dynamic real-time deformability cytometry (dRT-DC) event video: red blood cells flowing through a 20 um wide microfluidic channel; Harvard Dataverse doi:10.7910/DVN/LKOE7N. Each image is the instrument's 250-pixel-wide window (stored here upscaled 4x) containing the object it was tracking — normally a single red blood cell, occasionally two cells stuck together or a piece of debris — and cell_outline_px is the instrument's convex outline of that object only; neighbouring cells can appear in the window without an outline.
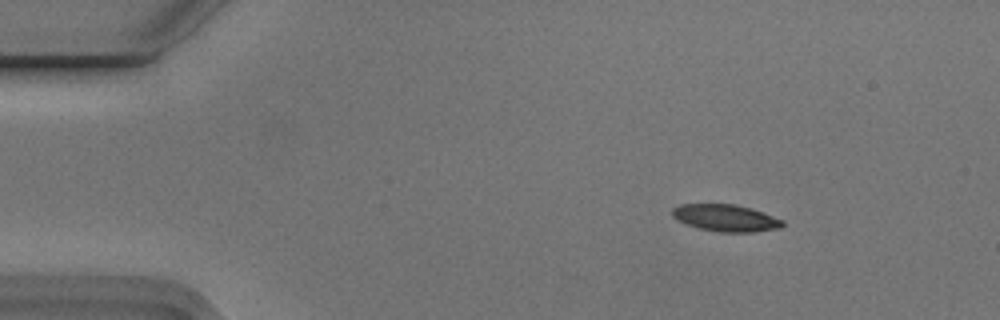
{"species": "Egyptian fruit bat (a non-hibernating species)", "species_latin": "Rousettus aegyptiacus", "temperature_condition": "cold", "stored_images_in_passage": 3, "camera_frame_rate_fps": 3000, "um_per_image_px": 0.085, "animal": {"sex": "male"}, "frame": {"image": 1, "passage_image": 1, "time_ms": 0.0, "image_size_px": [1000, 320], "cell_outline_px": [[784, 224], [780, 228], [752, 232], [716, 232], [700, 228], [688, 224], [672, 216], [672, 208], [680, 204], [736, 204], [784, 220]], "centroid_in_image_um": [61.68, 18.53], "position_along_channel_um": 23.3, "area_um2": 17.05}}